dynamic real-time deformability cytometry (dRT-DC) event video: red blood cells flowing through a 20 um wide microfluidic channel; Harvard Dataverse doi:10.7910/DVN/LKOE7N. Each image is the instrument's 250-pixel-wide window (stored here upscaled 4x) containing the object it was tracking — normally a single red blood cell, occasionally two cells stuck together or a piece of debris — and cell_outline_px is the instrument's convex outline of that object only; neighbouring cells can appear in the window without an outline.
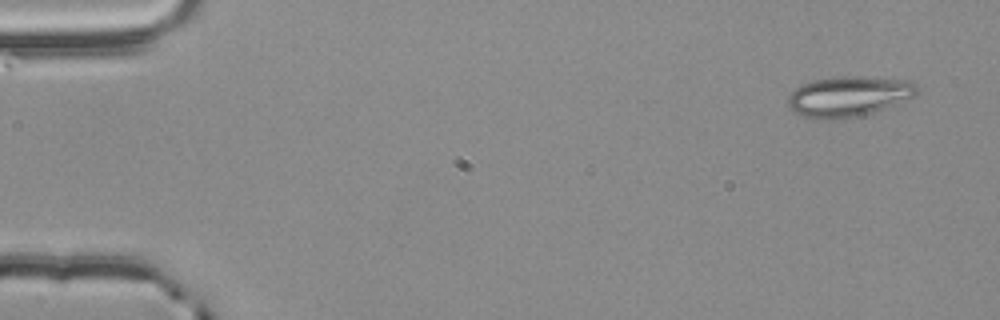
{"species": "common noctule bat (a hibernating species)", "species_latin": "Nyctalus noctula", "temperature_condition": "room temperature", "stored_images_in_passage": 4, "camera_frame_rate_fps": 3000, "um_per_image_px": 0.085, "animal": {"sex": "male", "body_mass_g": 20.4}, "frame": {"image": 1, "passage_image": 1, "time_ms": 0.0, "image_size_px": [1000, 320], "cell_outline_px": [[920, 88], [912, 96], [904, 100], [872, 112], [832, 120], [820, 120], [804, 116], [792, 112], [788, 108], [788, 96], [800, 84], [812, 80], [836, 76], [860, 76], [908, 80], [916, 84]], "centroid_in_image_um": [72.06, 8.17], "position_along_channel_um": 12.9, "area_um2": 30.23}}
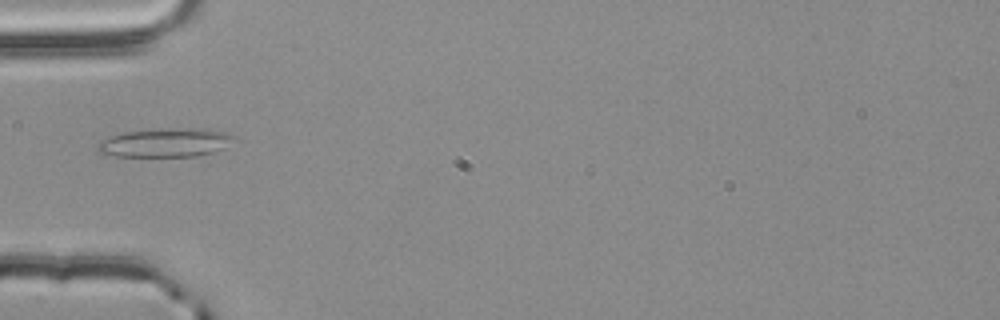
{"frame": {"image": 2, "passage_image": 4, "time_ms": 1.0, "image_size_px": [1000, 320], "cell_outline_px": [[236, 136], [216, 152], [196, 156], [116, 156], [100, 152], [96, 148], [100, 140], [124, 132], [164, 128], [208, 128], [228, 132]], "centroid_in_image_um": [14.08, 12.11], "position_along_channel_um": 70.9, "area_um2": 22.83}}